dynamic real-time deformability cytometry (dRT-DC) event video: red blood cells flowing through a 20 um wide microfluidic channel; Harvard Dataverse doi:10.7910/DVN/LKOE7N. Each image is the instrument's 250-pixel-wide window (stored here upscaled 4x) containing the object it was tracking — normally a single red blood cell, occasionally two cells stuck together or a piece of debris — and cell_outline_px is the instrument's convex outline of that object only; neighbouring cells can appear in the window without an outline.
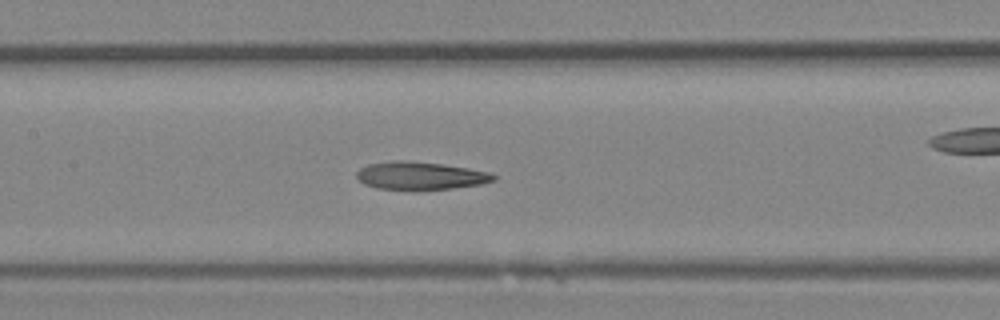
{"species": "Egyptian fruit bat (a non-hibernating species)", "species_latin": "Rousettus aegyptiacus", "temperature_condition": "room temperature", "stored_images_in_passage": 36, "camera_frame_rate_fps": 3000, "um_per_image_px": 0.085, "animal": {"sex": "female"}, "frame": {"image": 1, "passage_image": 16, "time_ms": 5.0, "image_size_px": [1000, 320], "cell_outline_px": [[496, 180], [480, 184], [452, 188], [376, 188], [364, 184], [356, 176], [356, 172], [360, 168], [368, 164], [392, 160], [408, 160], [440, 164], [468, 168], [488, 172], [496, 176]], "centroid_in_image_um": [35.7, 14.9], "position_along_channel_um": 171.7, "area_um2": 21.68}}